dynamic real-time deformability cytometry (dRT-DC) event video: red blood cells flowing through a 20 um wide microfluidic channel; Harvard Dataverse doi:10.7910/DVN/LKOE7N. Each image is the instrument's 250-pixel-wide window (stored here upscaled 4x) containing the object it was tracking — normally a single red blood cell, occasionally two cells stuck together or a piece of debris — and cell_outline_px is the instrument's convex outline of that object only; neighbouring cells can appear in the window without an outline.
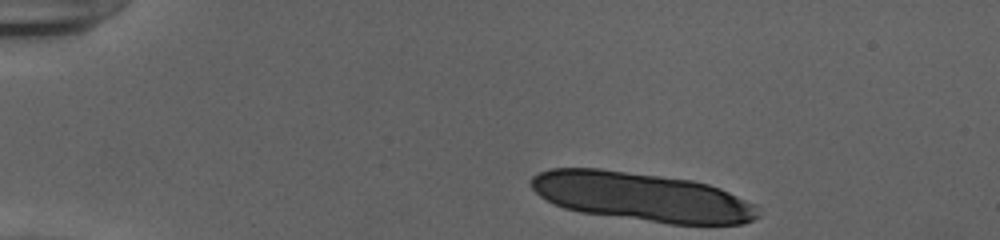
{"species": "human", "species_latin": "Homo sapiens", "temperature_condition": "cold", "stored_images_in_passage": 10, "camera_frame_rate_fps": 3000, "um_per_image_px": 0.085, "donor": {"sex": "female"}, "frame": {"image": 1, "passage_image": 1, "time_ms": 0.0, "image_size_px": [1000, 240], "cell_outline_px": [[760, 216], [744, 224], [668, 224], [580, 212], [564, 208], [540, 196], [528, 184], [528, 180], [532, 176], [540, 172], [552, 168], [600, 168], [692, 180], [708, 184], [720, 188], [756, 204]], "centroid_in_image_um": [54.56, 16.73], "position_along_channel_um": 30.4, "area_um2": 64.74}}